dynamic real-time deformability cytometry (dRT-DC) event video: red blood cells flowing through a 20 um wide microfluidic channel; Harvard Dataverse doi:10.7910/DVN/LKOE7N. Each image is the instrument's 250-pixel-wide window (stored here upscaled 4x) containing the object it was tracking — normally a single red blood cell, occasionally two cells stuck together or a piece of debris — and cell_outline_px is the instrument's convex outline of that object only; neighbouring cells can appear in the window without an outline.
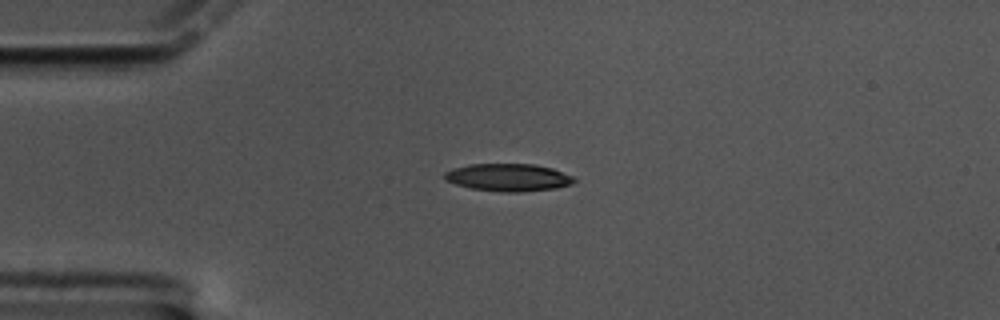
{"species": "common noctule bat (a hibernating species)", "species_latin": "Nyctalus noctula", "temperature_condition": "cold", "stored_images_in_passage": 46, "camera_frame_rate_fps": 3000, "um_per_image_px": 0.085, "animal": {"sex": "male", "body_mass_g": 17.5, "forearm_length_mm": 52.3}, "frame": {"image": 1, "passage_image": 1, "time_ms": 0.0, "image_size_px": [1000, 320], "cell_outline_px": [[576, 180], [572, 184], [556, 188], [520, 192], [500, 192], [472, 188], [456, 184], [444, 180], [444, 172], [452, 168], [468, 164], [532, 164], [552, 168], [576, 176]], "centroid_in_image_um": [43.22, 15.08], "position_along_channel_um": 41.8, "area_um2": 20.98}}
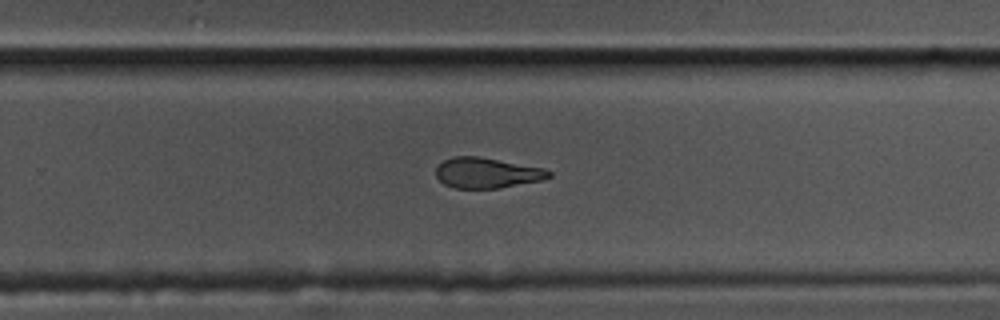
{"frame": {"image": 2, "passage_image": 25, "time_ms": 8.0, "image_size_px": [1000, 320], "cell_outline_px": [[552, 176], [540, 180], [500, 188], [452, 188], [444, 184], [436, 176], [436, 168], [444, 160], [452, 156], [480, 156], [544, 168], [552, 172]], "centroid_in_image_um": [41.38, 14.69], "position_along_channel_um": 288.4, "area_um2": 20.06}}
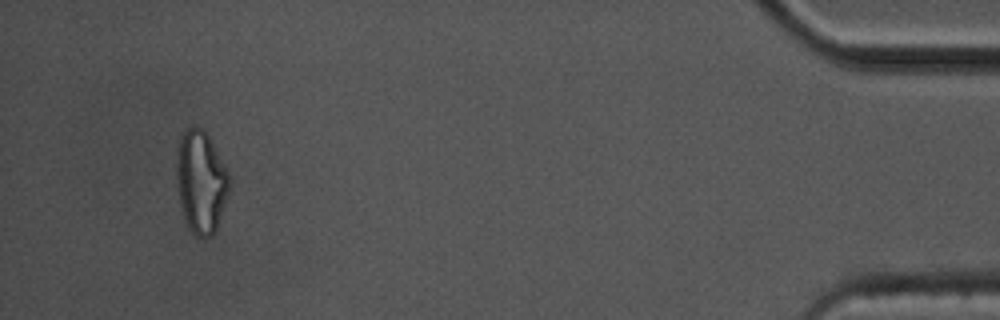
{"frame": {"image": 3, "passage_image": 43, "time_ms": 14.0, "image_size_px": [1000, 320], "cell_outline_px": [[232, 180], [216, 232], [212, 236], [196, 236], [188, 228], [180, 204], [176, 180], [176, 148], [180, 136], [184, 128], [200, 128], [208, 136], [228, 172]], "centroid_in_image_um": [17.07, 15.46], "position_along_channel_um": 418.1, "area_um2": 31.62}, "authors_computed_cell_mechanics": {"area_um2": 21.5305, "velocity_mm_per_s": 3.3745, "shape_relaxation_time_tau1_ms": 5.3243, "shape_relaxation_time_tau2_ms": 4.5705, "deformation_change_tau1": 0.1876, "deformation_change_tau2": 0.1388}}